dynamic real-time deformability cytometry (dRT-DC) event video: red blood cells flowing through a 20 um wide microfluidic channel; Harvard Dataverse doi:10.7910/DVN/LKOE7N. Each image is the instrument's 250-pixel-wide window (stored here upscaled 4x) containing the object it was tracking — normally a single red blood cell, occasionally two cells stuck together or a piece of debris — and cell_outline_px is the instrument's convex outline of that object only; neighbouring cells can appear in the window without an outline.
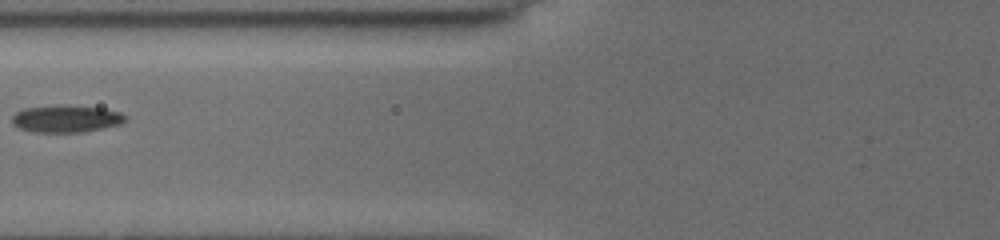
{"species": "common noctule bat (a hibernating species)", "species_latin": "Nyctalus noctula", "temperature_condition": "cold", "stored_images_in_passage": 6, "camera_frame_rate_fps": 3000, "um_per_image_px": 0.085, "animal": {"sex": "female", "body_mass_g": 19.5, "forearm_length_mm": 54.1}, "frame": {"image": 1, "passage_image": 5, "time_ms": 3.333, "image_size_px": [1000, 240], "cell_outline_px": [[124, 120], [120, 124], [84, 132], [32, 132], [20, 128], [12, 124], [12, 116], [16, 112], [24, 108], [104, 108], [120, 112], [124, 116]], "centroid_in_image_um": [5.6, 10.15], "position_along_channel_um": 120.2, "area_um2": 16.88}}
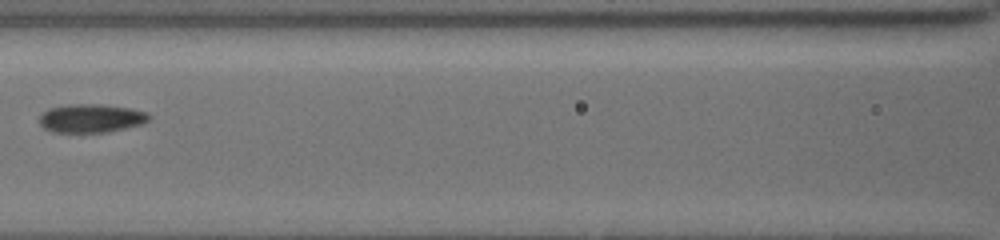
{"frame": {"image": 2, "passage_image": 6, "time_ms": 4.333, "image_size_px": [1000, 240], "cell_outline_px": [[152, 116], [148, 120], [140, 124], [124, 128], [104, 132], [52, 132], [44, 128], [40, 124], [40, 116], [48, 108], [68, 104], [100, 104], [132, 108], [148, 112]], "centroid_in_image_um": [7.75, 10.04], "position_along_channel_um": 158.9, "area_um2": 18.21}}